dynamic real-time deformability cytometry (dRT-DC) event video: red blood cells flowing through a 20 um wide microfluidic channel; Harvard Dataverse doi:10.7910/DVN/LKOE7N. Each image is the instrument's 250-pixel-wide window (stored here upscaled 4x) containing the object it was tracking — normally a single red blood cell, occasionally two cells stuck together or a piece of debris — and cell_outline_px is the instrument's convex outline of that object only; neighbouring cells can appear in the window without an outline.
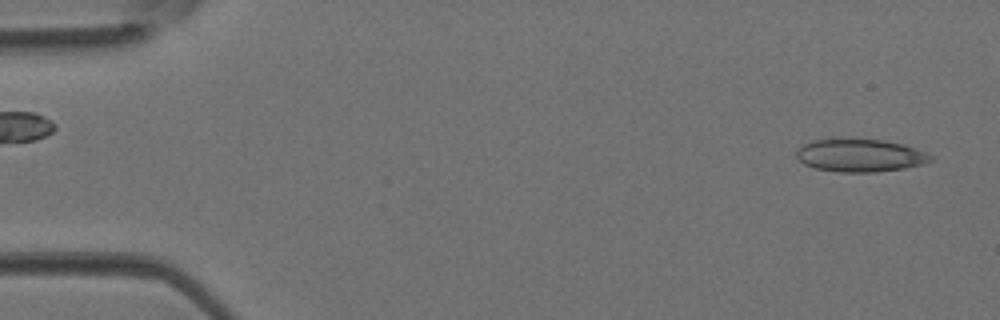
{"species": "Egyptian fruit bat (a non-hibernating species)", "species_latin": "Rousettus aegyptiacus", "temperature_condition": "room temperature", "stored_images_in_passage": 22, "camera_frame_rate_fps": 3000, "um_per_image_px": 0.085, "animal": {"sex": "female"}, "frame": {"image": 1, "passage_image": 2, "time_ms": 0.333, "image_size_px": [1000, 320], "cell_outline_px": [[936, 160], [904, 168], [876, 172], [840, 172], [816, 168], [804, 164], [796, 156], [796, 148], [812, 140], [884, 140], [904, 144], [928, 152]], "centroid_in_image_um": [73.15, 13.22], "position_along_channel_um": 11.9, "area_um2": 25.49}}
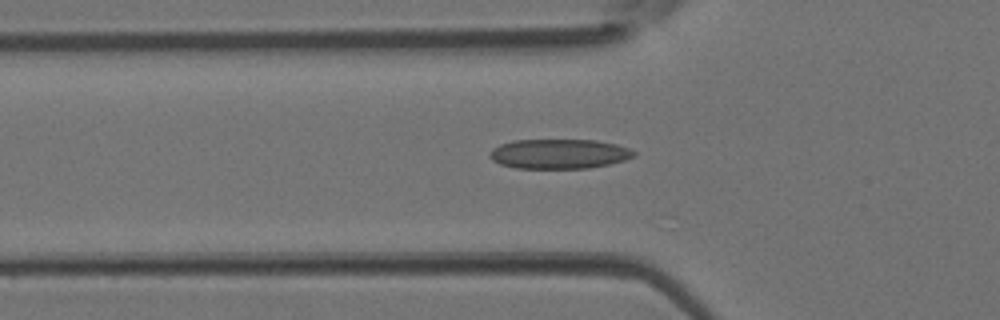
{"frame": {"image": 2, "passage_image": 14, "time_ms": 4.333, "image_size_px": [1000, 320], "cell_outline_px": [[636, 156], [624, 160], [608, 164], [588, 168], [516, 168], [500, 164], [492, 160], [488, 156], [488, 152], [492, 148], [500, 144], [516, 140], [596, 140], [616, 144], [628, 148], [636, 152]], "centroid_in_image_um": [47.5, 13.07], "position_along_channel_um": 78.3, "area_um2": 24.97}}
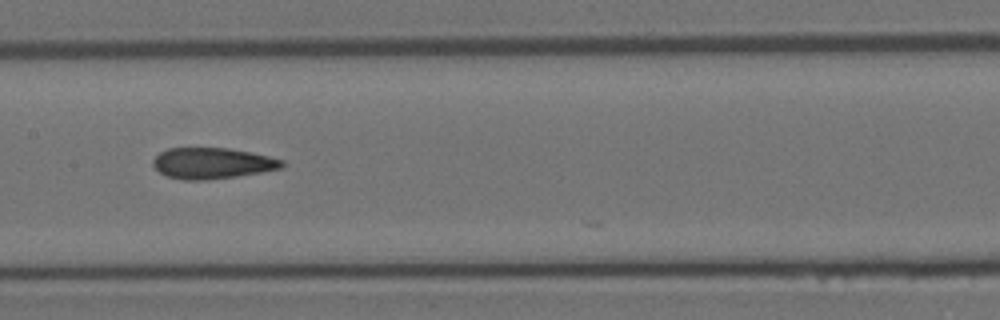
{"frame": {"image": 3, "passage_image": 21, "time_ms": 6.667, "image_size_px": [1000, 320], "cell_outline_px": [[284, 168], [236, 176], [208, 180], [184, 180], [168, 176], [160, 172], [152, 164], [152, 160], [160, 152], [168, 148], [228, 148], [268, 156], [284, 160]], "centroid_in_image_um": [18.04, 13.87], "position_along_channel_um": 189.4, "area_um2": 23.18}}